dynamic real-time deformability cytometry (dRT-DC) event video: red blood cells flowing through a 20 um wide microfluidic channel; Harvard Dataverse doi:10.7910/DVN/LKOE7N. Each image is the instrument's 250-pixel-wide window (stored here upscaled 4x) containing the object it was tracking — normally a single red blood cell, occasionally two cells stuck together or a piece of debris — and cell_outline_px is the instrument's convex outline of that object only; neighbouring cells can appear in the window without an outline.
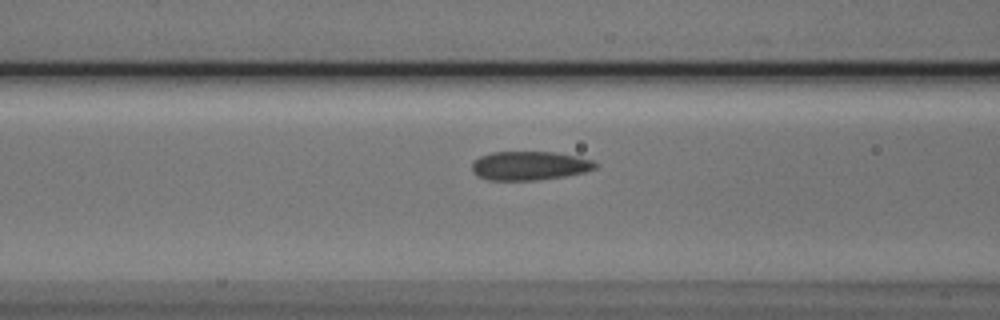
{"species": "Egyptian fruit bat (a non-hibernating species)", "species_latin": "Rousettus aegyptiacus", "temperature_condition": "cold", "stored_images_in_passage": 28, "camera_frame_rate_fps": 3000, "um_per_image_px": 0.085, "animal": {"sex": "male"}, "frame": {"image": 1, "passage_image": 16, "time_ms": 5.0, "image_size_px": [1000, 320], "cell_outline_px": [[600, 164], [596, 168], [584, 172], [564, 176], [536, 180], [488, 180], [472, 172], [472, 164], [480, 156], [492, 152], [556, 152], [576, 156], [592, 160]], "centroid_in_image_um": [45.03, 14.08], "position_along_channel_um": 121.6, "area_um2": 20.69}}
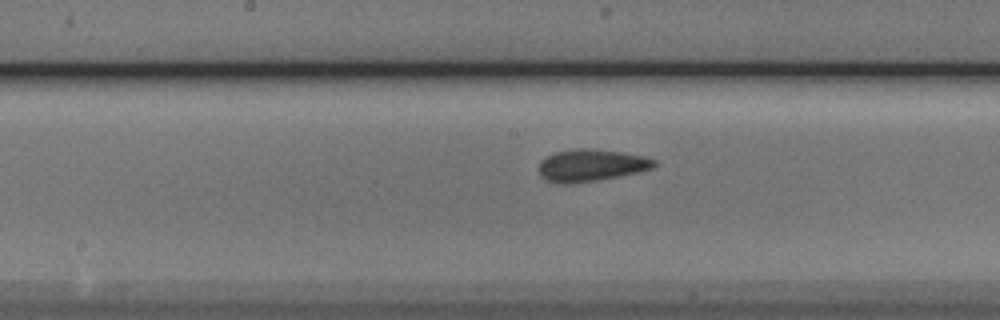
{"frame": {"image": 2, "passage_image": 22, "time_ms": 7.0, "image_size_px": [1000, 320], "cell_outline_px": [[656, 164], [652, 168], [636, 172], [596, 180], [568, 184], [556, 184], [544, 180], [540, 176], [540, 160], [556, 152], [584, 148], [588, 148], [620, 152], [644, 156], [656, 160]], "centroid_in_image_um": [50.2, 14.06], "position_along_channel_um": 198.0, "area_um2": 21.27}}
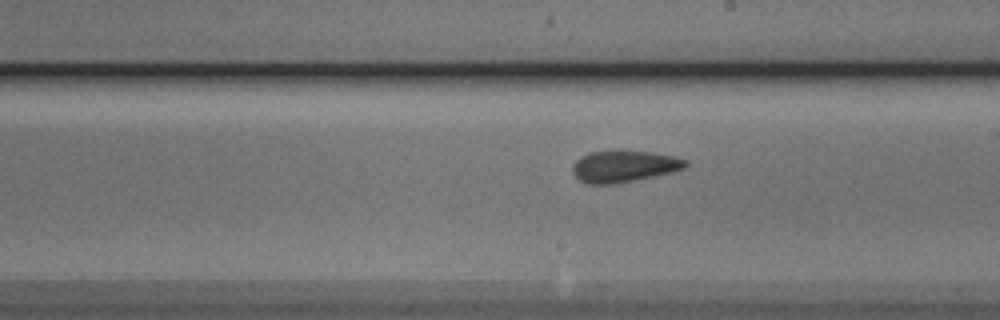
{"frame": {"image": 3, "passage_image": 25, "time_ms": 8.0, "image_size_px": [1000, 320], "cell_outline_px": [[688, 164], [684, 168], [672, 172], [636, 180], [616, 184], [584, 184], [572, 172], [572, 164], [580, 156], [588, 152], [624, 148], [652, 152], [672, 156], [688, 160]], "centroid_in_image_um": [53.0, 14.1], "position_along_channel_um": 236.0, "area_um2": 21.56}}